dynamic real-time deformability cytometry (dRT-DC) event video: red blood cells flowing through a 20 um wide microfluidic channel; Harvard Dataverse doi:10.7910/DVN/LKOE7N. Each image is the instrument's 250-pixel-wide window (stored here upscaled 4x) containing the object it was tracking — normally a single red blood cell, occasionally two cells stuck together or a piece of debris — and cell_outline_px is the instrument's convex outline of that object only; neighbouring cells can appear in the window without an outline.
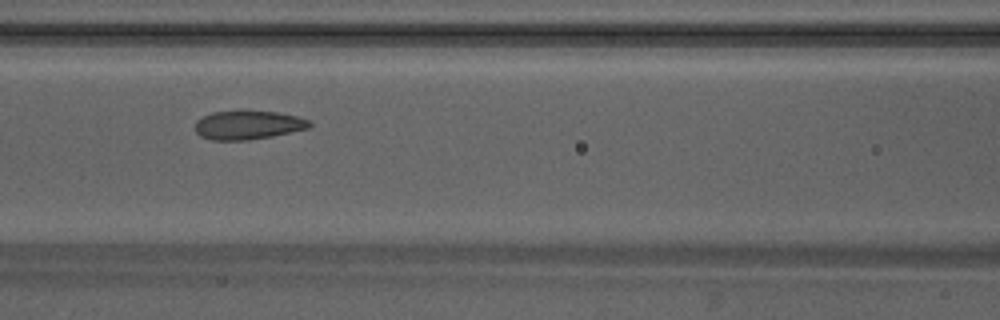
{"species": "Egyptian fruit bat (a non-hibernating species)", "species_latin": "Rousettus aegyptiacus", "temperature_condition": "warm", "stored_images_in_passage": 45, "camera_frame_rate_fps": 3000, "um_per_image_px": 0.085, "animal": {"sex": "male"}, "frame": {"image": 1, "passage_image": 18, "time_ms": 5.667, "image_size_px": [1000, 320], "cell_outline_px": [[312, 124], [308, 128], [272, 136], [248, 140], [212, 140], [200, 136], [196, 132], [196, 120], [212, 112], [244, 108], [276, 112], [300, 116], [308, 120]], "centroid_in_image_um": [21.07, 10.58], "position_along_channel_um": 145.5, "area_um2": 19.77}}
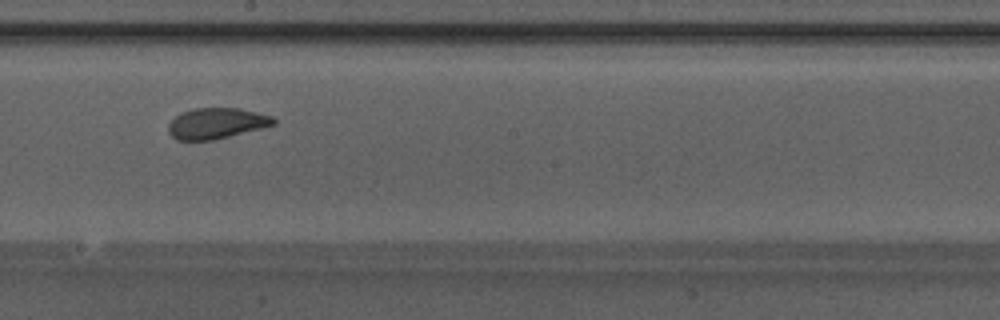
{"frame": {"image": 2, "passage_image": 24, "time_ms": 7.667, "image_size_px": [1000, 320], "cell_outline_px": [[276, 124], [212, 140], [176, 140], [168, 132], [168, 124], [180, 112], [192, 108], [240, 108], [272, 116], [276, 120]], "centroid_in_image_um": [18.37, 10.47], "position_along_channel_um": 229.8, "area_um2": 18.79}}
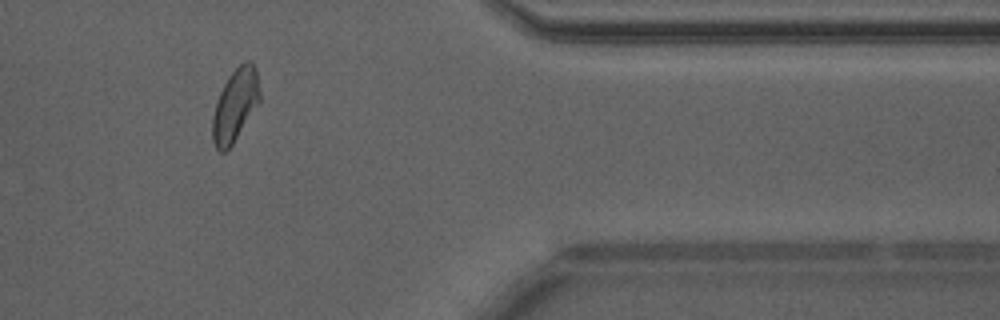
{"frame": {"image": 3, "passage_image": 37, "time_ms": 12.0, "image_size_px": [1000, 320], "cell_outline_px": [[260, 100], [232, 144], [224, 152], [220, 152], [216, 148], [212, 140], [212, 116], [216, 100], [228, 76], [244, 60], [252, 60], [256, 68], [260, 92]], "centroid_in_image_um": [19.98, 8.9], "position_along_channel_um": 391.4, "area_um2": 19.88}, "authors_computed_cell_mechanics": {"area_um2": 19.8254, "velocity_mm_per_s": 4.2265, "shape_relaxation_time_tau1_ms": 3.2933, "shape_relaxation_time_tau2_ms": 0.6155, "deformation_change_tau1": 0.1005, "deformation_change_tau2": 0.0482}}